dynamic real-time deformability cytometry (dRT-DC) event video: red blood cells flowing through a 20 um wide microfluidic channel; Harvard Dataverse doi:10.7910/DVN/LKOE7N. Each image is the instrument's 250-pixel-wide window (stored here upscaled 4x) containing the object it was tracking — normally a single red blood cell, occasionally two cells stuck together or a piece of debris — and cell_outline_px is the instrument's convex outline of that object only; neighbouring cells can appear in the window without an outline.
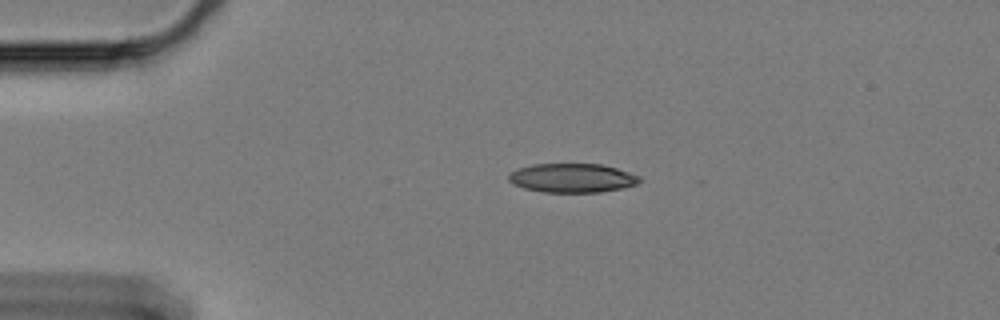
{"species": "Egyptian fruit bat (a non-hibernating species)", "species_latin": "Rousettus aegyptiacus", "temperature_condition": "cold", "stored_images_in_passage": 48, "camera_frame_rate_fps": 3000, "um_per_image_px": 0.085, "animal": {"sex": "female"}, "frame": {"image": 1, "passage_image": 1, "time_ms": 0.0, "image_size_px": [1000, 320], "cell_outline_px": [[644, 180], [636, 184], [624, 188], [600, 192], [540, 192], [524, 188], [512, 184], [508, 180], [508, 172], [516, 168], [532, 164], [600, 164], [616, 168], [640, 176]], "centroid_in_image_um": [48.6, 15.13], "position_along_channel_um": 36.4, "area_um2": 22.43}}
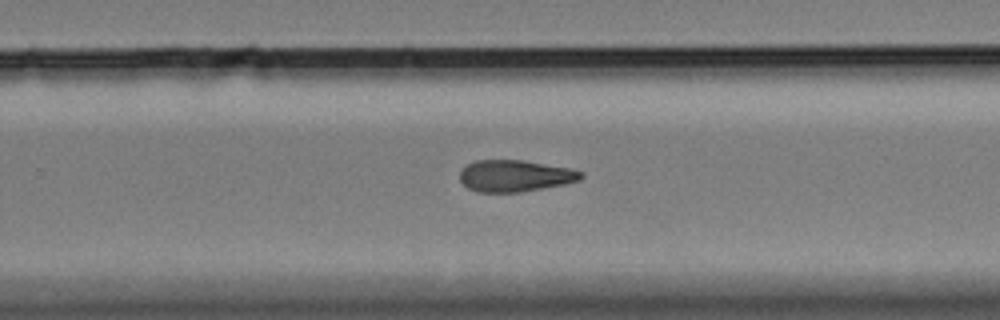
{"frame": {"image": 2, "passage_image": 27, "time_ms": 8.667, "image_size_px": [1000, 320], "cell_outline_px": [[584, 176], [580, 180], [564, 184], [520, 192], [476, 192], [468, 188], [460, 180], [460, 172], [468, 164], [476, 160], [524, 160], [572, 168], [584, 172]], "centroid_in_image_um": [43.81, 14.94], "position_along_channel_um": 286.0, "area_um2": 22.43}}
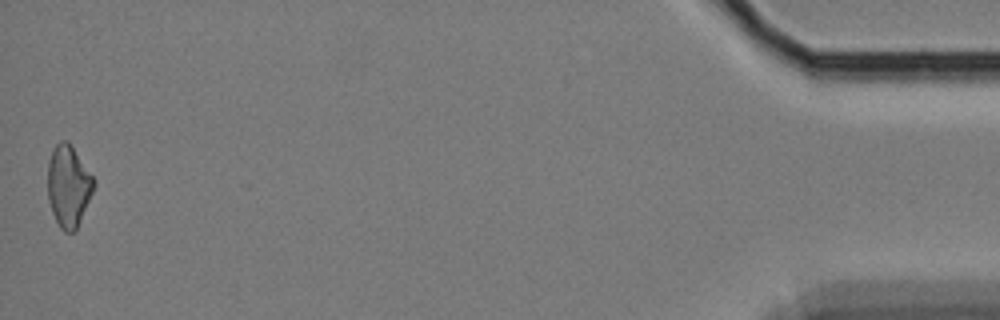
{"frame": {"image": 3, "passage_image": 48, "time_ms": 15.667, "image_size_px": [1000, 320], "cell_outline_px": [[96, 184], [80, 220], [76, 228], [72, 232], [64, 232], [60, 228], [52, 212], [48, 200], [48, 160], [52, 148], [60, 140], [68, 140], [96, 180]], "centroid_in_image_um": [5.81, 15.77], "position_along_channel_um": 429.4, "area_um2": 21.96}}